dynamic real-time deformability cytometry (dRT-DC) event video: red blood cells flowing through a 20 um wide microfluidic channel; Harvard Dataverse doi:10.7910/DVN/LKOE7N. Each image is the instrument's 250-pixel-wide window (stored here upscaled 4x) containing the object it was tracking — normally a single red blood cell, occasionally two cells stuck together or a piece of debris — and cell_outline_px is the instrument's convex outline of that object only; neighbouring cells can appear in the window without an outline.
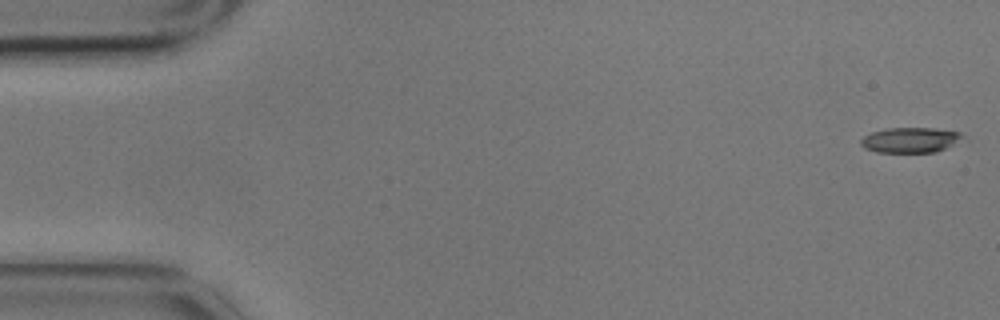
{"species": "common noctule bat (a hibernating species)", "species_latin": "Nyctalus noctula", "temperature_condition": "cold", "stored_images_in_passage": 11, "camera_frame_rate_fps": 3000, "um_per_image_px": 0.085, "animal": {"sex": "male", "body_mass_g": 17.9}, "frame": {"image": 1, "passage_image": 1, "time_ms": 0.0, "image_size_px": [1000, 320], "cell_outline_px": [[968, 140], [936, 152], [876, 152], [864, 148], [860, 144], [860, 140], [864, 136], [872, 132], [888, 128], [932, 128], [960, 132]], "centroid_in_image_um": [77.46, 11.91], "position_along_channel_um": 7.5, "area_um2": 15.26}}
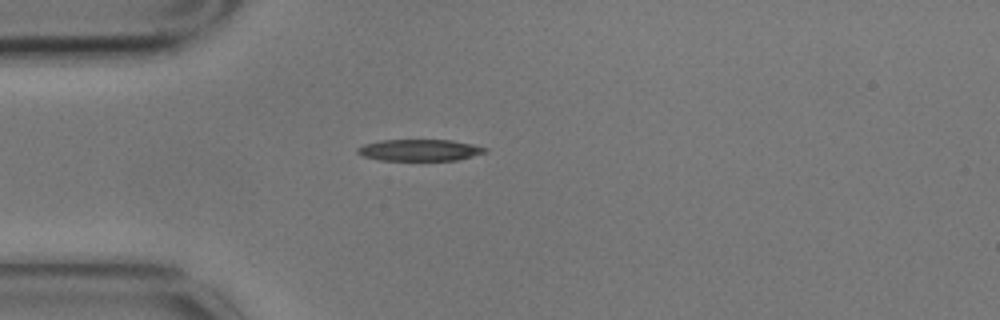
{"frame": {"image": 2, "passage_image": 4, "time_ms": 1.0, "image_size_px": [1000, 320], "cell_outline_px": [[488, 152], [456, 160], [380, 160], [364, 156], [356, 152], [356, 148], [364, 144], [380, 140], [452, 140], [472, 144], [488, 148]], "centroid_in_image_um": [35.67, 12.75], "position_along_channel_um": 49.3, "area_um2": 16.01}}
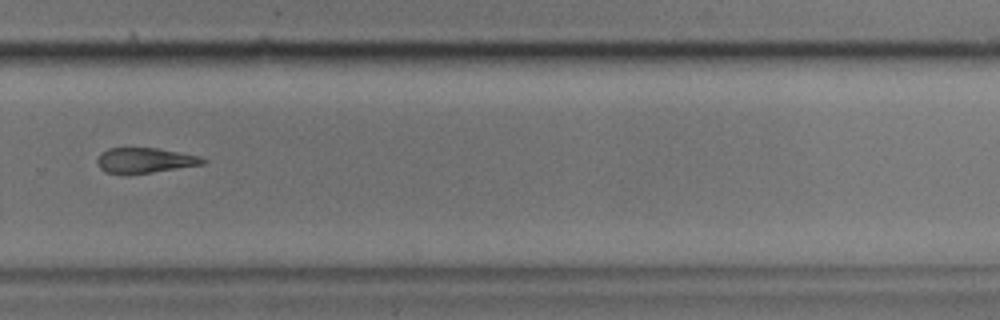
{"frame": {"image": 3, "passage_image": 11, "time_ms": 3.333, "image_size_px": [1000, 320], "cell_outline_px": [[208, 160], [204, 164], [152, 172], [108, 172], [100, 168], [96, 160], [100, 152], [108, 148], [156, 148], [180, 152], [200, 156]], "centroid_in_image_um": [12.35, 13.6], "position_along_channel_um": 317.5, "area_um2": 15.14}}